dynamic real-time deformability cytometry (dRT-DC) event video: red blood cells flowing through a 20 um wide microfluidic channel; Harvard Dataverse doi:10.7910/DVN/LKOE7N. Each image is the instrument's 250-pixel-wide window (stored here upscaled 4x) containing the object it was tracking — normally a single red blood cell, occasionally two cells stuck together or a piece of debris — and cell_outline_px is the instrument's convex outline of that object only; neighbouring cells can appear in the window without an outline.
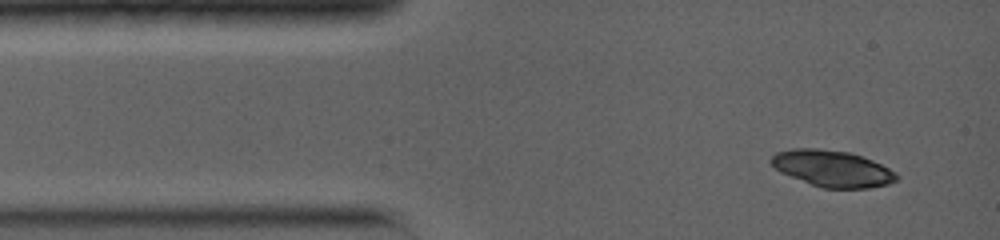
{"species": "common noctule bat (a hibernating species)", "species_latin": "Nyctalus noctula", "temperature_condition": "warm", "stored_images_in_passage": 2, "camera_frame_rate_fps": 5000, "um_per_image_px": 0.085, "animal": {"sex": "female", "body_mass_g": 19.0, "forearm_length_mm": 56.7}, "frame": {"image": 1, "passage_image": 1, "time_ms": 0.0, "image_size_px": [1000, 240], "cell_outline_px": [[900, 176], [896, 180], [888, 184], [868, 188], [824, 188], [812, 184], [780, 172], [768, 160], [776, 152], [792, 148], [816, 148], [848, 152], [872, 160], [896, 172]], "centroid_in_image_um": [70.74, 14.32], "position_along_channel_um": 14.3, "area_um2": 26.41}}